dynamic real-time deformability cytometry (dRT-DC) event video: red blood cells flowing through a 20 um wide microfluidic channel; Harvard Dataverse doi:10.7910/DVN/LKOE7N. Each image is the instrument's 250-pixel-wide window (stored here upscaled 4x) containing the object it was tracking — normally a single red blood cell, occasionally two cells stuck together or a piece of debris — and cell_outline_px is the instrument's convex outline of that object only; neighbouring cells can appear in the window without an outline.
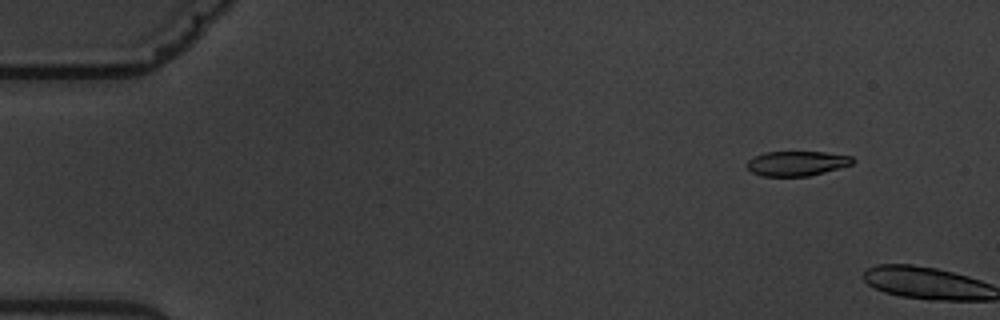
{"species": "common noctule bat (a hibernating species)", "species_latin": "Nyctalus noctula", "temperature_condition": "warm", "stored_images_in_passage": 3, "camera_frame_rate_fps": 3000, "um_per_image_px": 0.085, "animal": {"sex": "male", "body_mass_g": 19.5, "forearm_length_mm": 54.6}, "frame": {"image": 1, "passage_image": 2, "time_ms": 1.333, "image_size_px": [1000, 320], "cell_outline_px": [[856, 160], [852, 164], [824, 172], [808, 176], [760, 176], [752, 172], [748, 168], [748, 160], [764, 152], [824, 152], [852, 156]], "centroid_in_image_um": [67.75, 13.89], "position_along_channel_um": 17.3, "area_um2": 15.14}}